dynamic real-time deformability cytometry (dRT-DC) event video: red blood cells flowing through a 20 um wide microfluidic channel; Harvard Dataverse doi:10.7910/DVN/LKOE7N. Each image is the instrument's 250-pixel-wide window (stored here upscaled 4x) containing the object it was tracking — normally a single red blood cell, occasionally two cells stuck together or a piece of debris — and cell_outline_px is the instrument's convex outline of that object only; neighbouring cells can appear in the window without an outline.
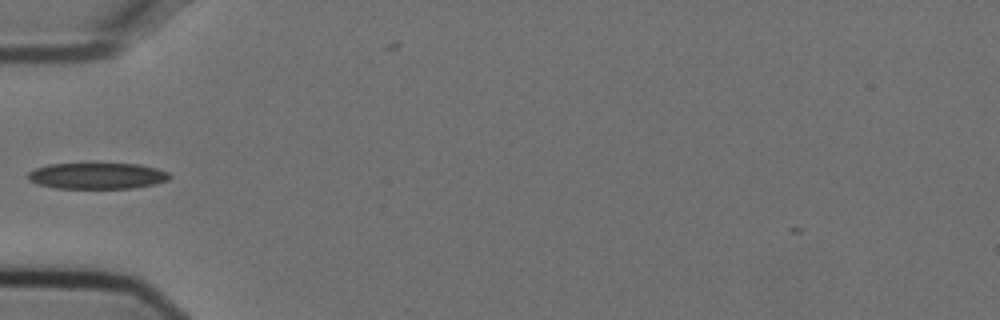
{"species": "Egyptian fruit bat (a non-hibernating species)", "species_latin": "Rousettus aegyptiacus", "temperature_condition": "cold", "stored_images_in_passage": 8, "camera_frame_rate_fps": 3000, "um_per_image_px": 0.085, "animal": {"sex": "female"}, "frame": {"image": 1, "passage_image": 1, "time_ms": 0.0, "image_size_px": [1000, 320], "cell_outline_px": [[172, 176], [168, 180], [156, 184], [132, 188], [56, 188], [40, 184], [28, 180], [28, 172], [36, 168], [48, 164], [140, 164], [156, 168], [168, 172]], "centroid_in_image_um": [8.29, 14.95], "position_along_channel_um": 76.7, "area_um2": 21.5}}
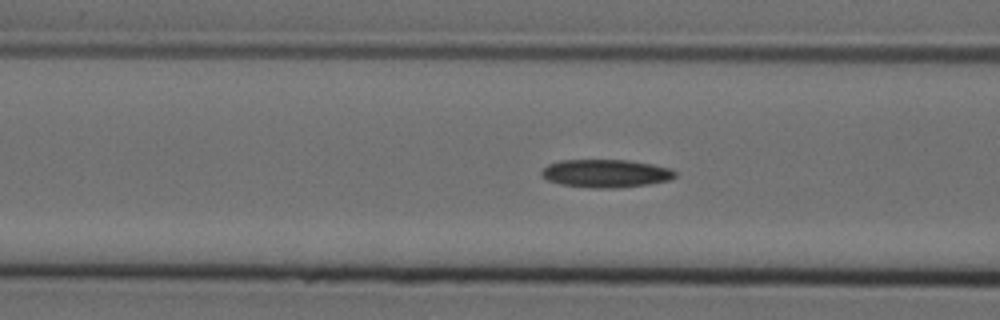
{"frame": {"image": 2, "passage_image": 4, "time_ms": 1.0, "image_size_px": [1000, 320], "cell_outline_px": [[676, 176], [668, 180], [648, 184], [616, 188], [592, 188], [560, 184], [548, 180], [540, 172], [548, 164], [560, 160], [628, 160], [652, 164], [672, 168], [676, 172]], "centroid_in_image_um": [51.51, 14.73], "position_along_channel_um": 115.1, "area_um2": 21.79}}
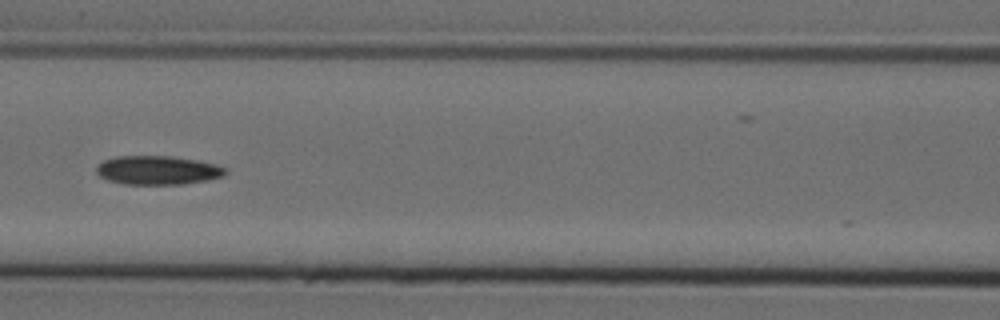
{"frame": {"image": 3, "passage_image": 7, "time_ms": 2.0, "image_size_px": [1000, 320], "cell_outline_px": [[228, 172], [224, 176], [208, 180], [184, 184], [124, 184], [108, 180], [100, 176], [96, 172], [96, 168], [104, 160], [116, 156], [172, 156], [200, 160], [216, 164], [228, 168]], "centroid_in_image_um": [13.47, 14.46], "position_along_channel_um": 153.1, "area_um2": 21.91}}